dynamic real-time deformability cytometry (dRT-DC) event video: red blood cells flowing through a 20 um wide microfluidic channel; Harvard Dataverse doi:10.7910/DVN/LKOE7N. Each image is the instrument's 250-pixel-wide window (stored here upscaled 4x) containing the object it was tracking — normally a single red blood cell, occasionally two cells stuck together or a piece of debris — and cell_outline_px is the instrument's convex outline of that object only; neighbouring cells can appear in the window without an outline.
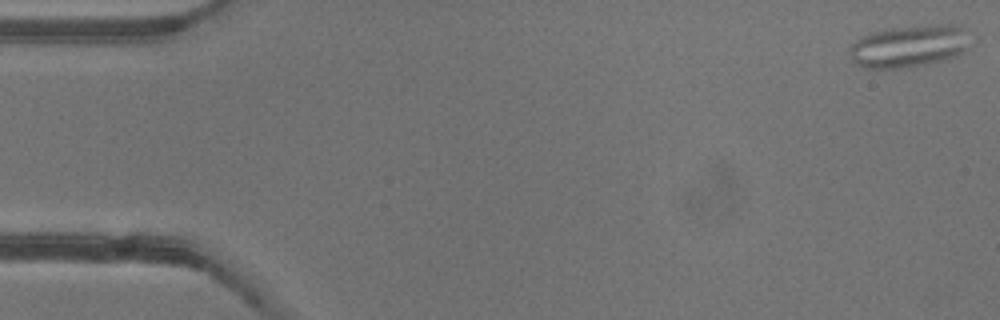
{"species": "common noctule bat (a hibernating species)", "species_latin": "Nyctalus noctula", "temperature_condition": "warm", "stored_images_in_passage": 47, "segment_of_instrument_passage": [1, 2], "camera_frame_rate_fps": 3000, "um_per_image_px": 0.085, "animal": {"sex": "female"}, "frame": {"image": 1, "passage_image": 1, "time_ms": 0.0, "image_size_px": [1000, 320], "cell_outline_px": [[968, 48], [956, 56], [944, 60], [908, 68], [864, 68], [856, 64], [852, 60], [848, 52], [848, 48], [856, 40], [872, 32], [892, 28], [932, 24], [956, 24], [960, 28], [968, 40]], "centroid_in_image_um": [77.22, 3.94], "position_along_channel_um": 7.8, "area_um2": 29.59}}